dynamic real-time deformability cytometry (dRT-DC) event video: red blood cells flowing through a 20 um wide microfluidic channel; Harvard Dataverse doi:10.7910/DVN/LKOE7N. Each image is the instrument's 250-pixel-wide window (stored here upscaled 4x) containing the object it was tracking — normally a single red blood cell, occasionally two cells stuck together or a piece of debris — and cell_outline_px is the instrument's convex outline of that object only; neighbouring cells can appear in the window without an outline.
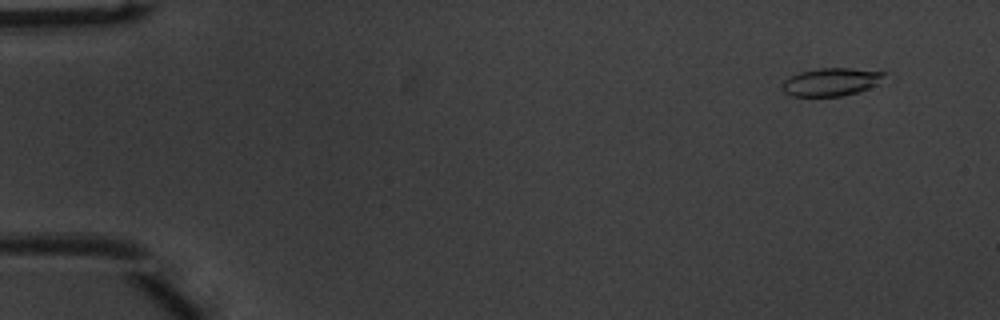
{"species": "common noctule bat (a hibernating species)", "species_latin": "Nyctalus noctula", "temperature_condition": "warm", "stored_images_in_passage": 52, "camera_frame_rate_fps": 3000, "um_per_image_px": 0.085, "animal": {"sex": "male", "body_mass_g": 20.1, "forearm_length_mm": 53.5}, "frame": {"image": 1, "passage_image": 4, "time_ms": 1.0, "image_size_px": [1000, 320], "cell_outline_px": [[888, 80], [880, 84], [856, 92], [840, 96], [792, 96], [784, 92], [780, 84], [788, 76], [800, 72], [820, 68], [852, 68], [888, 72]], "centroid_in_image_um": [70.72, 6.95], "position_along_channel_um": 14.3, "area_um2": 17.05}}
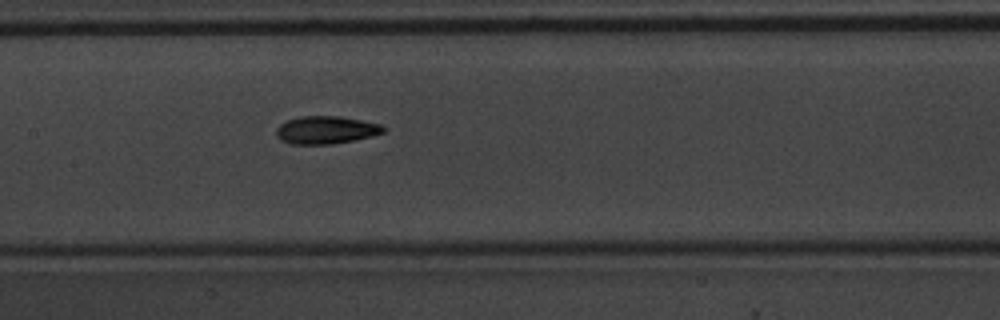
{"frame": {"image": 2, "passage_image": 26, "time_ms": 8.333, "image_size_px": [1000, 320], "cell_outline_px": [[388, 128], [384, 132], [372, 136], [332, 144], [292, 144], [280, 140], [276, 136], [276, 128], [280, 124], [288, 120], [300, 116], [340, 116], [380, 124]], "centroid_in_image_um": [27.7, 11.05], "position_along_channel_um": 179.7, "area_um2": 17.34}}
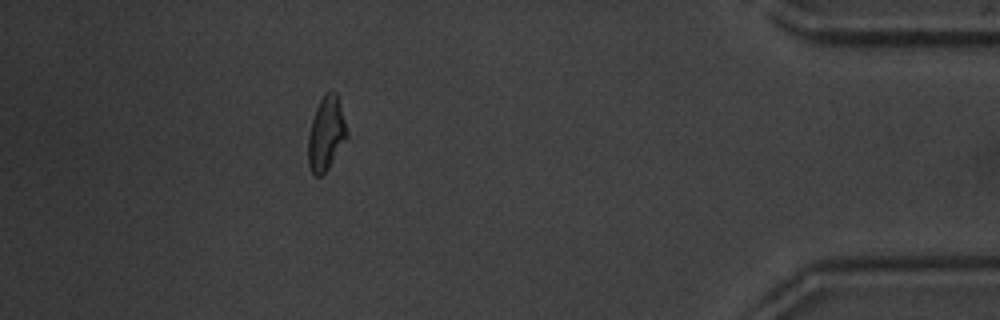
{"frame": {"image": 3, "passage_image": 47, "time_ms": 15.333, "image_size_px": [1000, 320], "cell_outline_px": [[348, 136], [328, 168], [320, 176], [316, 176], [312, 172], [308, 164], [308, 136], [312, 120], [316, 108], [324, 92], [332, 88], [336, 92], [340, 104], [348, 132]], "centroid_in_image_um": [27.72, 11.31], "position_along_channel_um": 407.5, "area_um2": 16.65}, "authors_computed_cell_mechanics": {"area_um2": 16.762, "velocity_mm_per_s": 3.9263, "shape_relaxation_time_tau1_ms": 3.7685, "shape_relaxation_time_tau2_ms": 3.9097, "deformation_change_tau1": 0.149, "deformation_change_tau2": 0.0976}}